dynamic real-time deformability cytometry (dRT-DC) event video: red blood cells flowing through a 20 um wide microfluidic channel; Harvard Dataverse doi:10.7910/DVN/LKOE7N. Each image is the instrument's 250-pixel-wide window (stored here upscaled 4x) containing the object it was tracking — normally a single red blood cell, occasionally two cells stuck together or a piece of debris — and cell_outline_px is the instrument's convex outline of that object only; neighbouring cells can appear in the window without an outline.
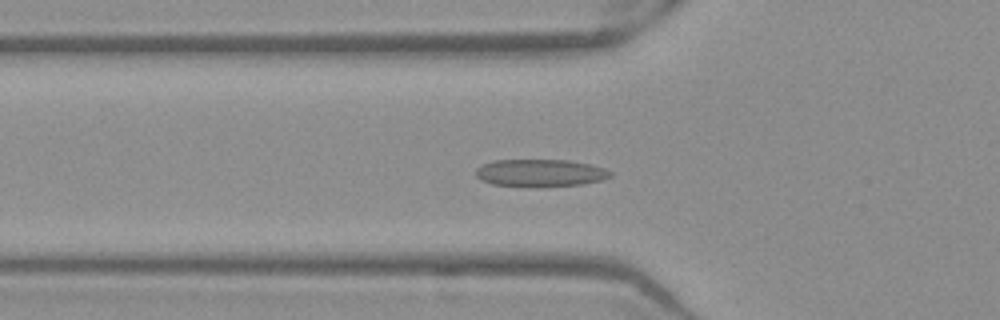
{"species": "Egyptian fruit bat (a non-hibernating species)", "species_latin": "Rousettus aegyptiacus", "temperature_condition": "warm", "stored_images_in_passage": 53, "camera_frame_rate_fps": 3000, "um_per_image_px": 0.085, "frame": {"image": 1, "passage_image": 19, "time_ms": 6.0, "image_size_px": [1000, 320], "cell_outline_px": [[612, 176], [600, 180], [580, 184], [536, 188], [492, 184], [480, 180], [476, 176], [476, 168], [492, 160], [568, 160], [588, 164], [604, 168], [612, 172]], "centroid_in_image_um": [45.88, 14.71], "position_along_channel_um": 79.9, "area_um2": 21.68}}
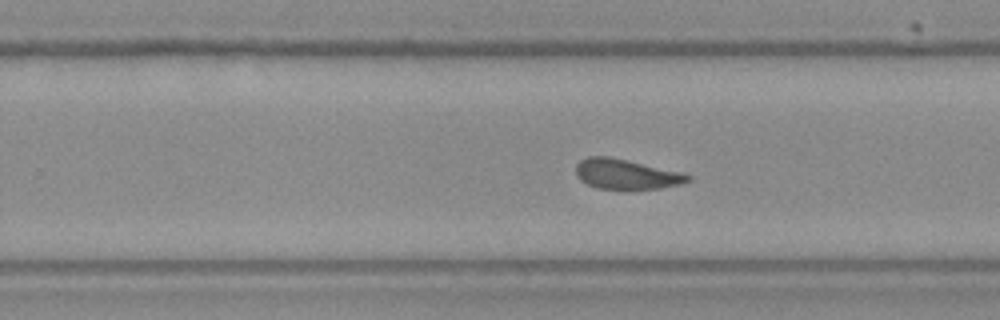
{"frame": {"image": 2, "passage_image": 34, "time_ms": 11.0, "image_size_px": [1000, 320], "cell_outline_px": [[692, 180], [680, 184], [660, 188], [596, 188], [580, 180], [576, 176], [576, 164], [580, 160], [588, 156], [608, 156], [628, 160], [680, 172], [692, 176]], "centroid_in_image_um": [53.2, 14.79], "position_along_channel_um": 276.6, "area_um2": 19.36}}
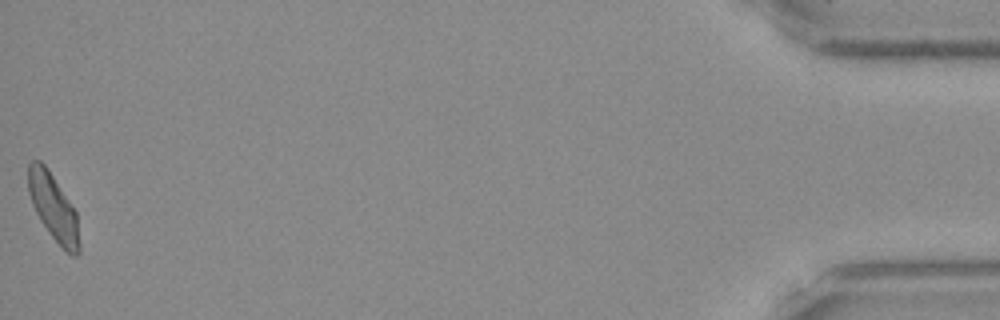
{"frame": {"image": 3, "passage_image": 53, "time_ms": 17.333, "image_size_px": [1000, 320], "cell_outline_px": [[80, 252], [76, 256], [72, 256], [48, 232], [40, 220], [32, 204], [28, 192], [28, 164], [32, 160], [40, 160], [48, 168], [76, 212], [80, 244]], "centroid_in_image_um": [4.53, 17.61], "position_along_channel_um": 430.7, "area_um2": 19.65}, "authors_computed_cell_mechanics": {"area_um2": 20.4612, "velocity_mm_per_s": 3.9203, "shape_relaxation_time_tau1_ms": 5.872, "shape_relaxation_time_tau2_ms": 1.5787, "deformation_change_tau1": 0.1616, "deformation_change_tau2": 0.0879}}